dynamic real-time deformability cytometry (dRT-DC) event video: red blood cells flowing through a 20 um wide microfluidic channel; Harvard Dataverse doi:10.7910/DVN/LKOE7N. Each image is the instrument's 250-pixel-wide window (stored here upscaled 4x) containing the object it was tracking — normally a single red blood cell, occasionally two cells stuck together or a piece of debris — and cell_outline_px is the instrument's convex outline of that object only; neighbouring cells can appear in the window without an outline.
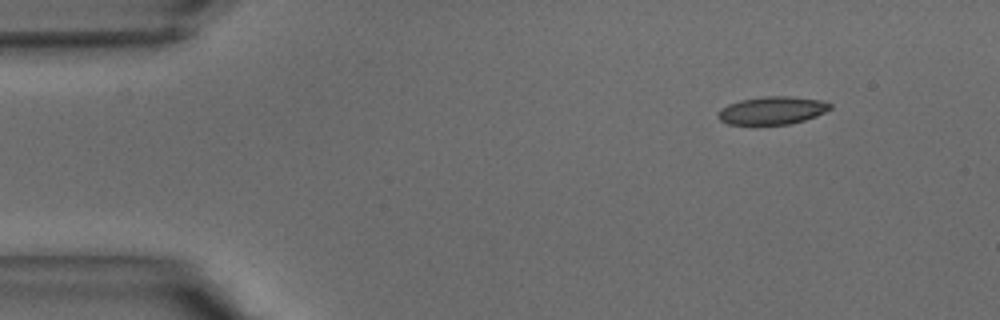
{"species": "common noctule bat (a hibernating species)", "species_latin": "Nyctalus noctula", "temperature_condition": "warm", "stored_images_in_passage": 36, "camera_frame_rate_fps": 3000, "um_per_image_px": 0.085, "animal": {"sex": "male", "body_mass_g": 15.6}, "frame": {"image": 1, "passage_image": 1, "time_ms": 0.0, "image_size_px": [1000, 320], "cell_outline_px": [[832, 108], [816, 116], [804, 120], [788, 124], [728, 124], [720, 120], [716, 116], [716, 112], [720, 108], [728, 104], [740, 100], [764, 96], [788, 96], [824, 100], [832, 104]], "centroid_in_image_um": [65.62, 9.38], "position_along_channel_um": 19.4, "area_um2": 18.32}}
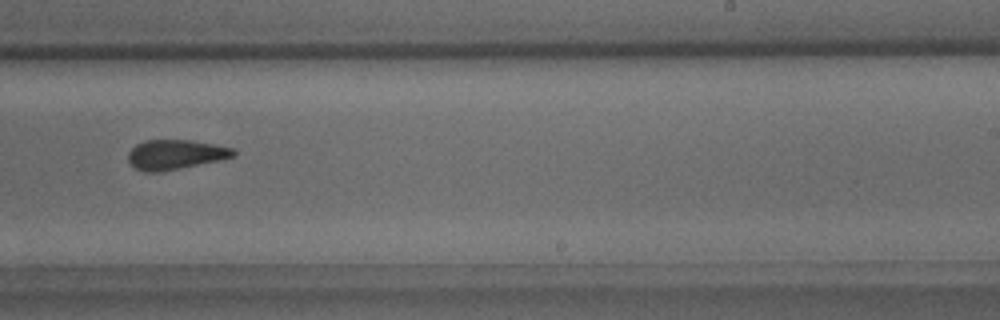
{"frame": {"image": 2, "passage_image": 21, "time_ms": 6.667, "image_size_px": [1000, 320], "cell_outline_px": [[236, 156], [224, 160], [160, 172], [144, 172], [136, 168], [128, 160], [128, 152], [136, 144], [144, 140], [192, 140], [236, 148]], "centroid_in_image_um": [14.97, 13.14], "position_along_channel_um": 274.0, "area_um2": 18.55}}
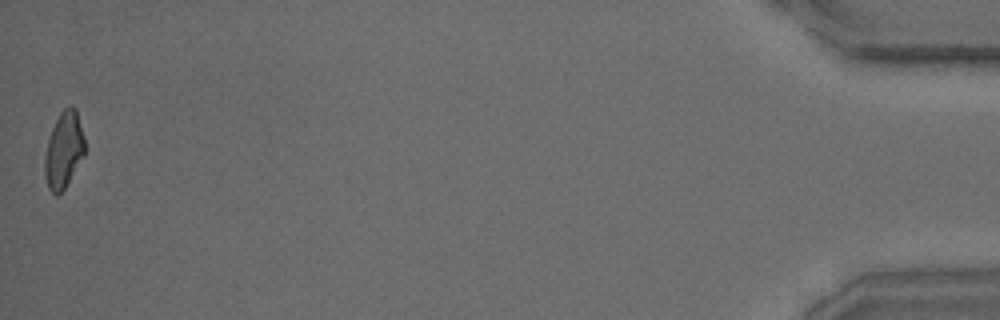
{"frame": {"image": 3, "passage_image": 36, "time_ms": 11.667, "image_size_px": [1000, 320], "cell_outline_px": [[84, 156], [64, 188], [56, 196], [48, 188], [44, 172], [44, 160], [48, 140], [52, 128], [60, 112], [68, 104], [76, 108], [84, 136]], "centroid_in_image_um": [5.42, 12.72], "position_along_channel_um": 429.8, "area_um2": 17.69}}